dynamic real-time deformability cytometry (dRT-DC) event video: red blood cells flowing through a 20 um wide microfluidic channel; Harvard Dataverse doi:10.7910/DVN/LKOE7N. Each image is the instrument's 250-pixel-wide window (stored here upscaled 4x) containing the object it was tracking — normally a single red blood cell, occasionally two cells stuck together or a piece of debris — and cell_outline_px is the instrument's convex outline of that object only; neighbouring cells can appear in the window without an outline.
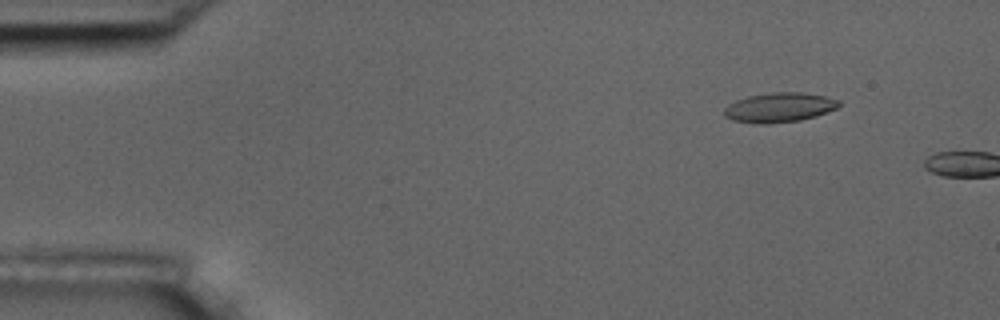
{"species": "common noctule bat (a hibernating species)", "species_latin": "Nyctalus noctula", "temperature_condition": "room temperature", "stored_images_in_passage": 8, "camera_frame_rate_fps": 3000, "um_per_image_px": 0.085, "animal": {"sex": "male", "body_mass_g": 17.5, "forearm_length_mm": 52.3}, "frame": {"image": 1, "passage_image": 6, "time_ms": 1.667, "image_size_px": [1000, 320], "cell_outline_px": [[840, 104], [836, 108], [816, 116], [800, 120], [768, 124], [756, 124], [732, 120], [724, 116], [724, 108], [728, 104], [736, 100], [748, 96], [772, 92], [800, 92], [824, 96], [840, 100]], "centroid_in_image_um": [66.21, 9.14], "position_along_channel_um": 18.8, "area_um2": 19.83}}